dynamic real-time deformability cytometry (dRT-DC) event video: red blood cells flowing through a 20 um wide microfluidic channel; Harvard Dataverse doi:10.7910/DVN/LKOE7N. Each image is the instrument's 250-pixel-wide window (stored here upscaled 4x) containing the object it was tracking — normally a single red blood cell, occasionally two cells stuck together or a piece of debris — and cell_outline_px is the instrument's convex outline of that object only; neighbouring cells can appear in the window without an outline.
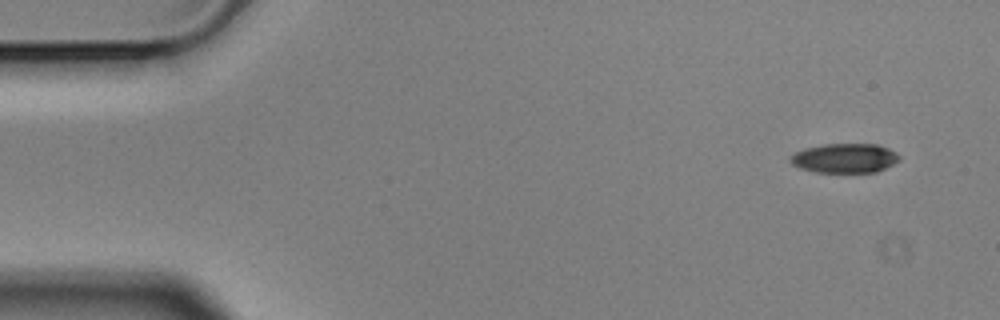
{"species": "Egyptian fruit bat (a non-hibernating species)", "species_latin": "Rousettus aegyptiacus", "temperature_condition": "cold", "stored_images_in_passage": 7, "camera_frame_rate_fps": 3000, "um_per_image_px": 0.085, "animal": {"sex": "male"}, "frame": {"image": 1, "passage_image": 1, "time_ms": 0.0, "image_size_px": [1000, 320], "cell_outline_px": [[900, 160], [876, 172], [816, 172], [800, 168], [792, 164], [788, 160], [796, 152], [804, 148], [824, 144], [876, 144], [888, 148], [896, 152], [900, 156]], "centroid_in_image_um": [71.8, 13.44], "position_along_channel_um": 13.2, "area_um2": 18.61}}
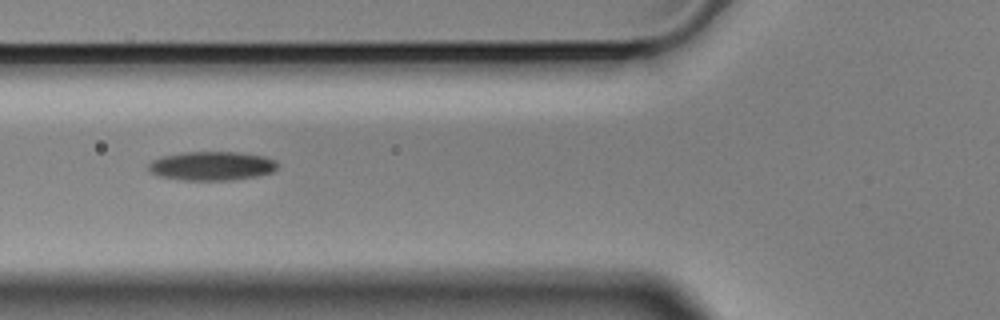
{"frame": {"image": 2, "passage_image": 6, "time_ms": 1.667, "image_size_px": [1000, 320], "cell_outline_px": [[276, 168], [272, 172], [256, 176], [232, 180], [184, 180], [160, 176], [152, 172], [148, 168], [148, 164], [152, 160], [160, 156], [184, 152], [236, 152], [264, 156], [276, 160]], "centroid_in_image_um": [17.98, 14.1], "position_along_channel_um": 107.8, "area_um2": 21.68}}
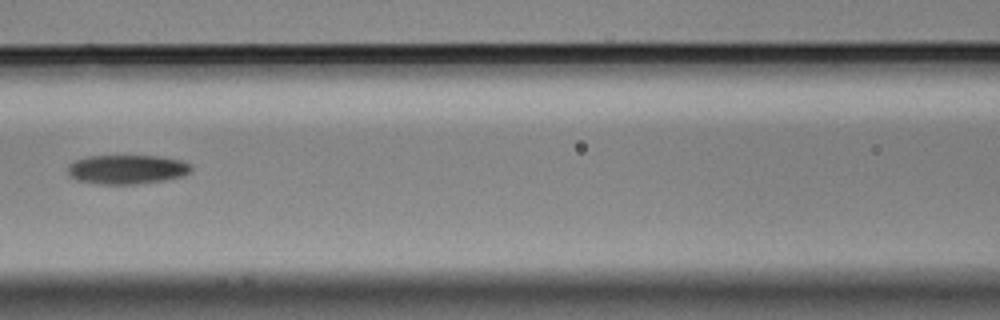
{"frame": {"image": 3, "passage_image": 7, "time_ms": 2.0, "image_size_px": [1000, 320], "cell_outline_px": [[192, 172], [184, 176], [164, 180], [136, 184], [96, 184], [76, 180], [68, 176], [68, 164], [76, 160], [88, 156], [160, 156], [184, 160], [192, 164]], "centroid_in_image_um": [10.83, 14.4], "position_along_channel_um": 155.8, "area_um2": 21.39}}